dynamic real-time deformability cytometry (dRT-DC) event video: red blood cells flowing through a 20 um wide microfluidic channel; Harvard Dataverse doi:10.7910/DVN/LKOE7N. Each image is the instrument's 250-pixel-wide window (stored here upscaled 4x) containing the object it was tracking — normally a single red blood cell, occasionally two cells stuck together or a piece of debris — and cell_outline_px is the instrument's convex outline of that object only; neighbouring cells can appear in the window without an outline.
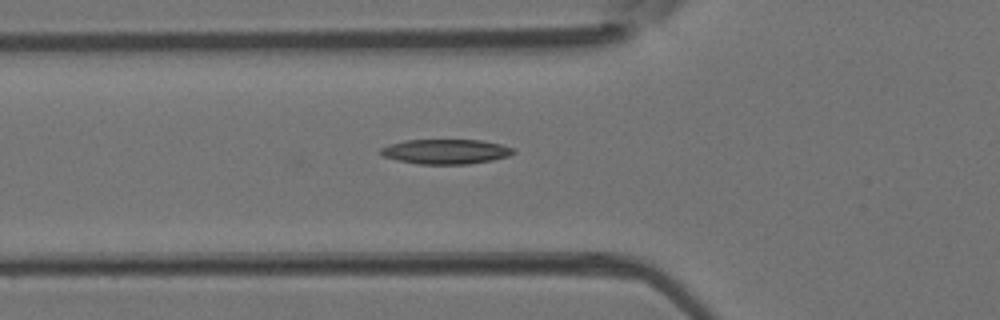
{"species": "Egyptian fruit bat (a non-hibernating species)", "species_latin": "Rousettus aegyptiacus", "temperature_condition": "room temperature", "stored_images_in_passage": 5, "camera_frame_rate_fps": 3000, "um_per_image_px": 0.085, "animal": {"sex": "female"}, "frame": {"image": 1, "passage_image": 5, "time_ms": 1.333, "image_size_px": [1000, 320], "cell_outline_px": [[516, 152], [508, 156], [492, 160], [468, 164], [416, 164], [396, 160], [384, 156], [380, 152], [380, 148], [404, 140], [480, 140], [500, 144], [516, 148]], "centroid_in_image_um": [37.91, 12.89], "position_along_channel_um": 87.9, "area_um2": 19.19}}